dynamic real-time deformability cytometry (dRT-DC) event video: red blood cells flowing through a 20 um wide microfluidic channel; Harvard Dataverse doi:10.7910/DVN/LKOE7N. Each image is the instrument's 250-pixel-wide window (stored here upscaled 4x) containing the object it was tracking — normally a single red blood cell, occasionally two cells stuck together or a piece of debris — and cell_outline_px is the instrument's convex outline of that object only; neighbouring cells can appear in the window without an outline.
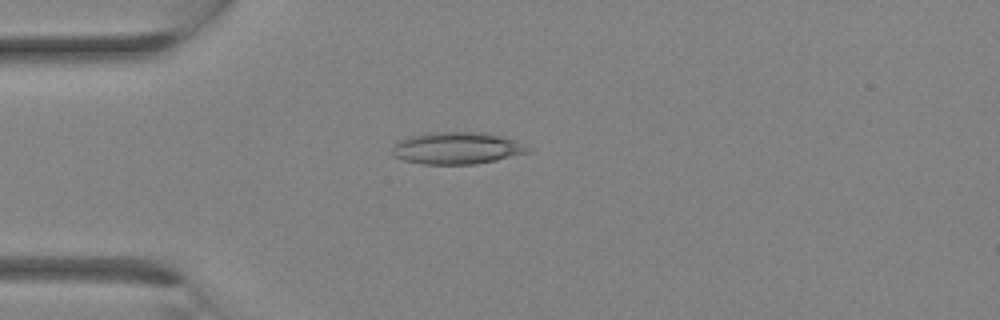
{"species": "Egyptian fruit bat (a non-hibernating species)", "species_latin": "Rousettus aegyptiacus", "temperature_condition": "room temperature", "stored_images_in_passage": 11, "camera_frame_rate_fps": 3000, "um_per_image_px": 0.085, "animal": {"sex": "female"}, "frame": {"image": 1, "passage_image": 8, "time_ms": 2.333, "image_size_px": [1000, 320], "cell_outline_px": [[528, 152], [496, 160], [476, 164], [424, 164], [404, 160], [396, 156], [392, 152], [392, 148], [400, 140], [412, 136], [436, 132], [488, 132], [504, 136], [516, 140], [524, 144], [528, 148]], "centroid_in_image_um": [38.88, 12.58], "position_along_channel_um": 46.1, "area_um2": 25.09}}
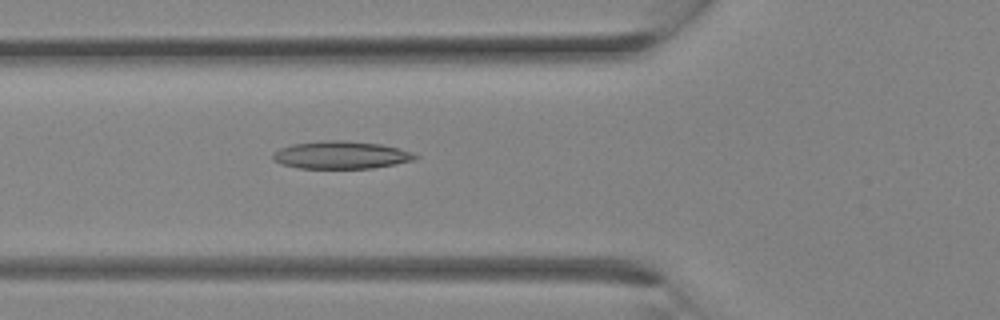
{"frame": {"image": 2, "passage_image": 11, "time_ms": 3.333, "image_size_px": [1000, 320], "cell_outline_px": [[420, 156], [412, 160], [396, 164], [372, 168], [296, 168], [280, 164], [272, 160], [272, 152], [280, 148], [292, 144], [320, 140], [344, 140], [380, 144], [400, 148], [412, 152]], "centroid_in_image_um": [28.94, 13.17], "position_along_channel_um": 96.9, "area_um2": 23.18}}